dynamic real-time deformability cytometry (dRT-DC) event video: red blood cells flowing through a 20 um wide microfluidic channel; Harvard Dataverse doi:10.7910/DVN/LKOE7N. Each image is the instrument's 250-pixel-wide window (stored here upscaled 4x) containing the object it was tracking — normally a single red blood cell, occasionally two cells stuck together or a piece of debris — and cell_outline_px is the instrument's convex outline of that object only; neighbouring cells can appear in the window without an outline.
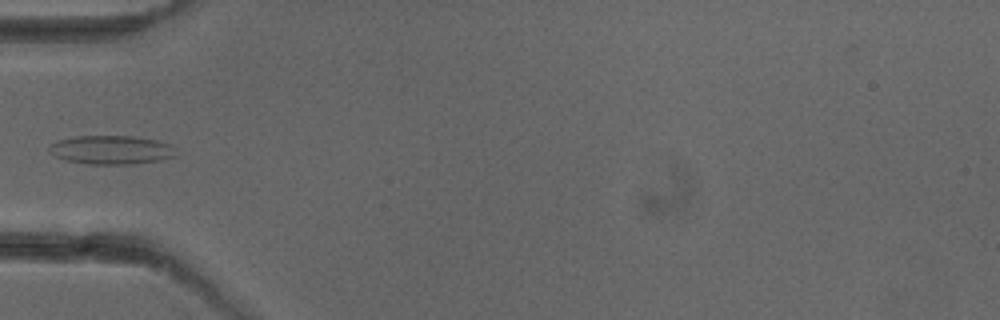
{"species": "common noctule bat (a hibernating species)", "species_latin": "Nyctalus noctula", "temperature_condition": "cold", "stored_images_in_passage": 4, "camera_frame_rate_fps": 3000, "um_per_image_px": 0.085, "animal": {"sex": "female"}, "frame": {"image": 1, "passage_image": 3, "time_ms": 2.333, "image_size_px": [1000, 320], "cell_outline_px": [[176, 156], [160, 160], [132, 164], [88, 164], [64, 160], [48, 152], [48, 144], [56, 140], [76, 136], [132, 136], [156, 140], [172, 144], [176, 148]], "centroid_in_image_um": [9.44, 12.73], "position_along_channel_um": 75.6, "area_um2": 21.56}}
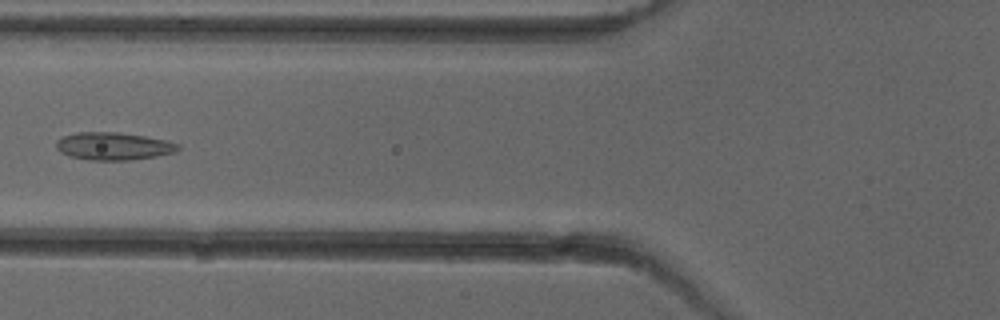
{"frame": {"image": 2, "passage_image": 4, "time_ms": 3.333, "image_size_px": [1000, 320], "cell_outline_px": [[180, 148], [176, 152], [156, 156], [128, 160], [88, 160], [68, 156], [60, 152], [56, 148], [56, 140], [64, 136], [76, 132], [120, 132], [168, 140], [180, 144]], "centroid_in_image_um": [9.64, 12.42], "position_along_channel_um": 116.2, "area_um2": 19.83}}